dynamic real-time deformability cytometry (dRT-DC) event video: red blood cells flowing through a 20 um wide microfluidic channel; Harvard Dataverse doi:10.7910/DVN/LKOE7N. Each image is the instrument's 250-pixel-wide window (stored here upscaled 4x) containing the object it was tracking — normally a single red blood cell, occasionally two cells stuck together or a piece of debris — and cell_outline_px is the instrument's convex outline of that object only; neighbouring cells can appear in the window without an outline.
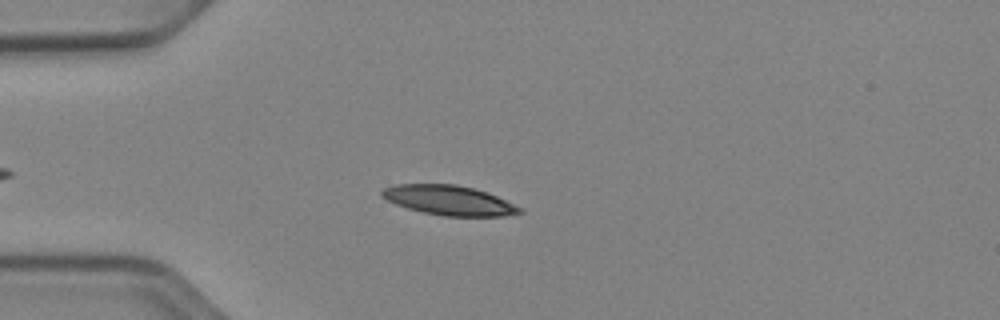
{"species": "Egyptian fruit bat (a non-hibernating species)", "species_latin": "Rousettus aegyptiacus", "temperature_condition": "cold", "stored_images_in_passage": 43, "camera_frame_rate_fps": 3000, "um_per_image_px": 0.085, "animal": {"sex": "female"}, "frame": {"image": 1, "passage_image": 9, "time_ms": 2.667, "image_size_px": [1000, 320], "cell_outline_px": [[524, 212], [504, 216], [444, 216], [424, 212], [408, 208], [396, 204], [380, 196], [380, 192], [384, 188], [396, 184], [456, 184], [472, 188], [496, 196], [524, 208]], "centroid_in_image_um": [38.18, 17.03], "position_along_channel_um": 46.8, "area_um2": 23.7}}
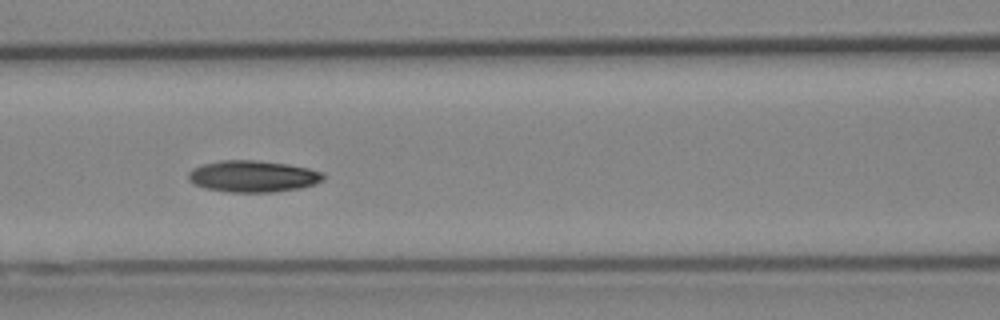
{"frame": {"image": 2, "passage_image": 18, "time_ms": 5.667, "image_size_px": [1000, 320], "cell_outline_px": [[324, 180], [316, 184], [300, 188], [272, 192], [228, 192], [204, 188], [188, 180], [188, 172], [192, 168], [204, 164], [220, 160], [256, 160], [288, 164], [308, 168], [324, 172]], "centroid_in_image_um": [21.51, 14.98], "position_along_channel_um": 145.1, "area_um2": 24.97}}
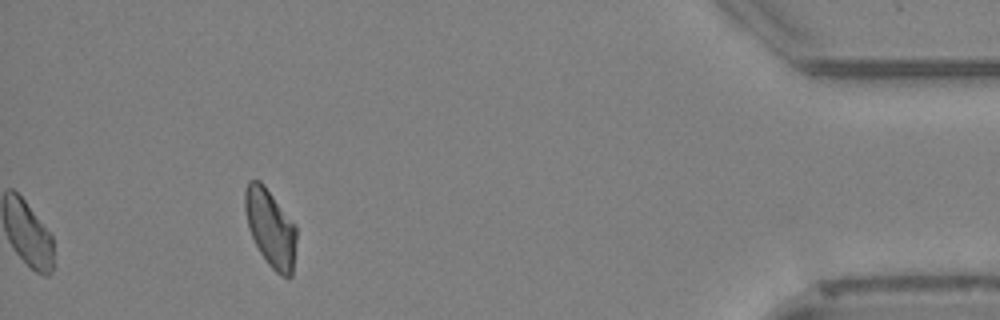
{"frame": {"image": 3, "passage_image": 43, "time_ms": 14.0, "image_size_px": [1000, 320], "cell_outline_px": [[296, 240], [292, 276], [288, 280], [280, 276], [268, 264], [260, 252], [248, 228], [244, 208], [244, 188], [248, 180], [260, 180], [264, 184], [296, 224]], "centroid_in_image_um": [22.99, 19.37], "position_along_channel_um": 412.2, "area_um2": 23.64}, "authors_computed_cell_mechanics": {"area_um2": 23.5824, "velocity_mm_per_s": 3.8971, "shape_relaxation_time_tau1_ms": 10.2604, "shape_relaxation_time_tau2_ms": 10.1221, "deformation_change_tau1": 0.1897, "deformation_change_tau2": 0.1783}}